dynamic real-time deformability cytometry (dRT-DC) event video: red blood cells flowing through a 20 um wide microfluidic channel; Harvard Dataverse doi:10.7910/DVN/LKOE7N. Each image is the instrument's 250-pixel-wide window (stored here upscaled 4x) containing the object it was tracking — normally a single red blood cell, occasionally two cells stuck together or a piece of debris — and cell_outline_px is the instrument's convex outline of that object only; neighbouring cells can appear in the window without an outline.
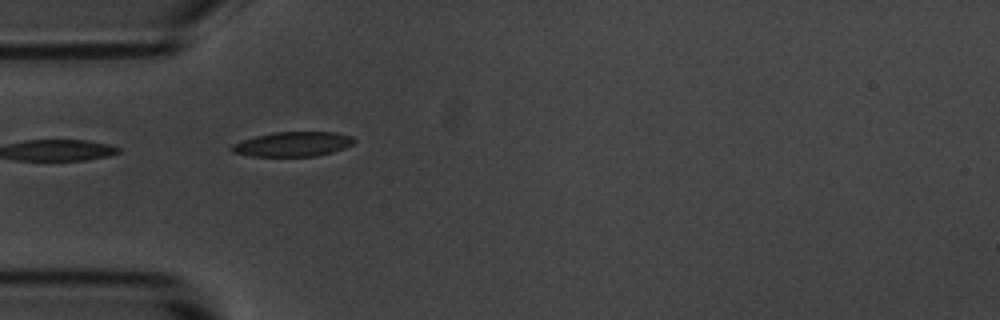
{"species": "common noctule bat (a hibernating species)", "species_latin": "Nyctalus noctula", "temperature_condition": "room temperature", "stored_images_in_passage": 4, "camera_frame_rate_fps": 3000, "um_per_image_px": 0.085, "animal": {"sex": "male", "body_mass_g": 20.1, "forearm_length_mm": 53.5}, "frame": {"image": 1, "passage_image": 3, "time_ms": 2.333, "image_size_px": [1000, 320], "cell_outline_px": [[356, 140], [352, 144], [344, 148], [332, 152], [316, 156], [252, 156], [232, 152], [228, 148], [232, 144], [256, 136], [272, 132], [336, 132], [352, 136]], "centroid_in_image_um": [24.89, 12.25], "position_along_channel_um": 60.1, "area_um2": 17.57}}